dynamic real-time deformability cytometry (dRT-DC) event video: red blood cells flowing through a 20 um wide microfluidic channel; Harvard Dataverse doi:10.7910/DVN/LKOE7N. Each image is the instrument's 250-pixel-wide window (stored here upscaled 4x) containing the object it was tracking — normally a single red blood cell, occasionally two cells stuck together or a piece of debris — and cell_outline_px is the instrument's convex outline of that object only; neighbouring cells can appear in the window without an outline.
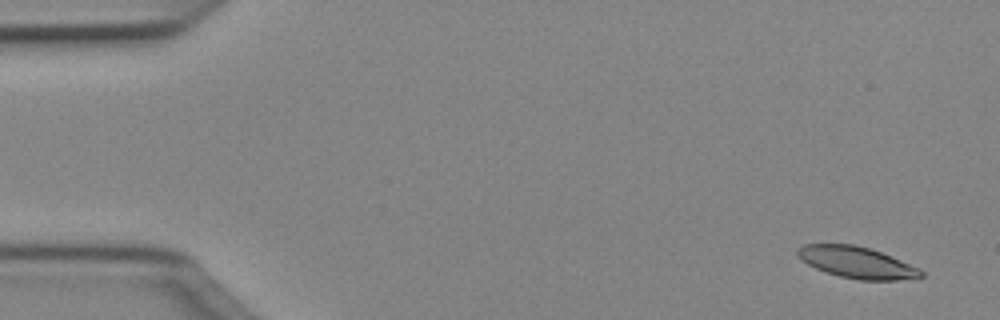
{"species": "Egyptian fruit bat (a non-hibernating species)", "species_latin": "Rousettus aegyptiacus", "temperature_condition": "cold", "stored_images_in_passage": 51, "camera_frame_rate_fps": 3000, "um_per_image_px": 0.085, "animal": {"sex": "female"}, "frame": {"image": 1, "passage_image": 3, "time_ms": 0.667, "image_size_px": [1000, 320], "cell_outline_px": [[924, 276], [896, 280], [860, 280], [840, 276], [824, 272], [808, 264], [796, 252], [804, 244], [856, 244], [880, 252], [920, 268], [924, 272]], "centroid_in_image_um": [72.85, 22.31], "position_along_channel_um": 12.1, "area_um2": 22.31}}
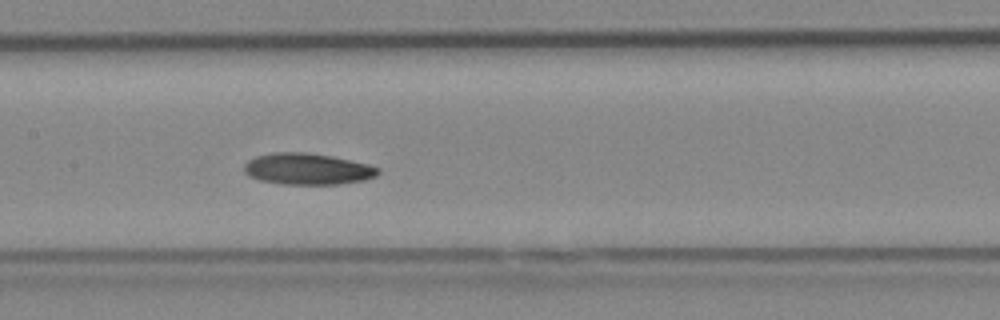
{"frame": {"image": 2, "passage_image": 25, "time_ms": 8.0, "image_size_px": [1000, 320], "cell_outline_px": [[380, 172], [376, 176], [364, 180], [340, 184], [280, 184], [260, 180], [248, 176], [244, 172], [244, 164], [248, 160], [256, 156], [272, 152], [308, 152], [332, 156], [368, 164], [380, 168]], "centroid_in_image_um": [26.12, 14.36], "position_along_channel_um": 181.3, "area_um2": 24.68}}
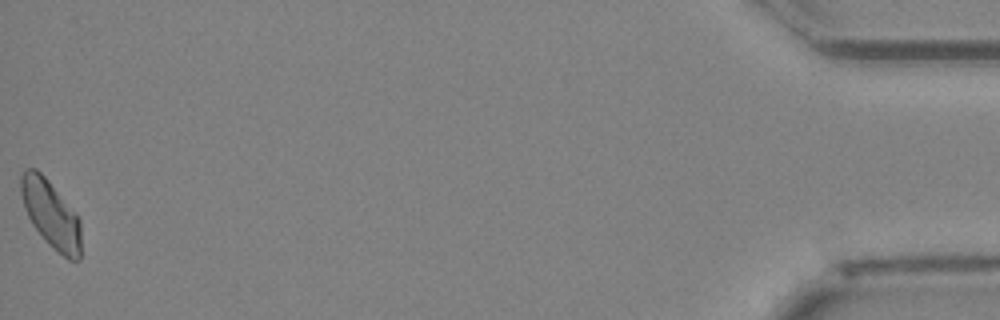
{"frame": {"image": 3, "passage_image": 51, "time_ms": 16.667, "image_size_px": [1000, 320], "cell_outline_px": [[80, 260], [68, 260], [48, 244], [32, 224], [24, 208], [20, 192], [20, 176], [28, 168], [36, 168], [48, 180], [80, 220]], "centroid_in_image_um": [4.3, 18.21], "position_along_channel_um": 430.9, "area_um2": 23.29}, "authors_computed_cell_mechanics": {"area_um2": 23.5246, "velocity_mm_per_s": 4.0031, "shape_relaxation_time_tau1_ms": 3.8687, "shape_relaxation_time_tau2_ms": null, "deformation_change_tau1": 0.1048, "deformation_change_tau2": null}}